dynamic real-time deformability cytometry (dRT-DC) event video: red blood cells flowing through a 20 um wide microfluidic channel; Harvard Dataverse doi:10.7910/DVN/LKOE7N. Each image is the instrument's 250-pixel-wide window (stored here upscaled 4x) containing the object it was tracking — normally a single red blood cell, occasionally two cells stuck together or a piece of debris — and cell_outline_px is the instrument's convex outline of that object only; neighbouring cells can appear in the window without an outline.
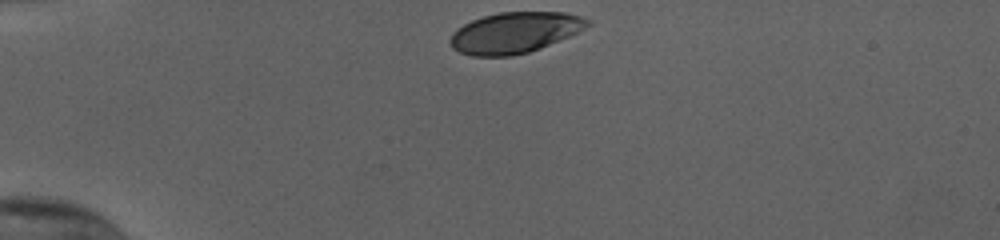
{"species": "human", "species_latin": "Homo sapiens", "temperature_condition": "cold", "stored_images_in_passage": 33, "camera_frame_rate_fps": 3000, "um_per_image_px": 0.085, "donor": {"sex": "female"}, "frame": {"image": 1, "passage_image": 1, "time_ms": 0.0, "image_size_px": [1000, 240], "cell_outline_px": [[592, 24], [568, 36], [540, 48], [528, 52], [512, 56], [472, 56], [460, 52], [452, 48], [448, 40], [452, 32], [464, 24], [472, 20], [484, 16], [500, 12], [564, 12], [580, 16], [592, 20]], "centroid_in_image_um": [43.73, 2.77], "position_along_channel_um": 41.3, "area_um2": 32.66}}
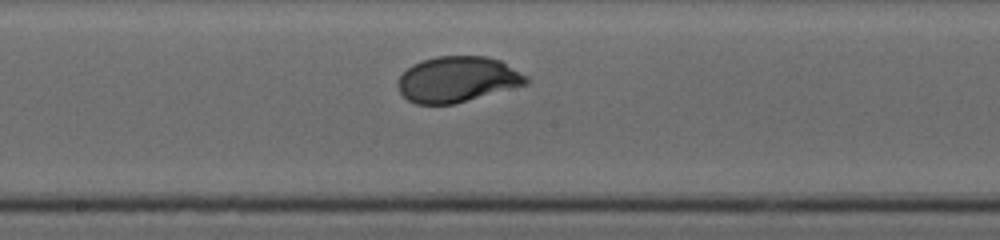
{"frame": {"image": 2, "passage_image": 18, "time_ms": 5.667, "image_size_px": [1000, 240], "cell_outline_px": [[532, 80], [528, 84], [456, 104], [416, 104], [408, 100], [400, 92], [396, 84], [400, 76], [412, 64], [436, 56], [488, 56], [500, 60], [528, 76]], "centroid_in_image_um": [38.91, 6.75], "position_along_channel_um": 209.3, "area_um2": 34.45}}
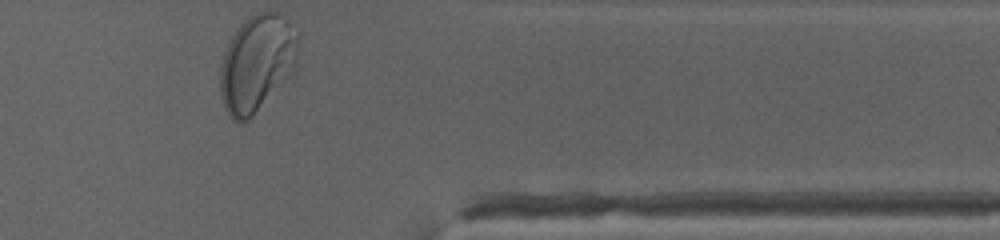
{"frame": {"image": 3, "passage_image": 33, "time_ms": 10.667, "image_size_px": [1000, 240], "cell_outline_px": [[296, 64], [292, 72], [252, 116], [244, 124], [240, 124], [232, 120], [224, 108], [220, 96], [220, 64], [224, 52], [236, 28], [244, 20], [256, 12], [276, 12], [288, 24], [296, 36]], "centroid_in_image_um": [21.75, 5.42], "position_along_channel_um": 389.6, "area_um2": 43.29}, "authors_computed_cell_mechanics": {"area_um2": 34.2754, "velocity_mm_per_s": 3.794, "shape_relaxation_time_tau1_ms": 2.1245, "shape_relaxation_time_tau2_ms": null, "deformation_change_tau1": 0.1348, "deformation_change_tau2": null}}